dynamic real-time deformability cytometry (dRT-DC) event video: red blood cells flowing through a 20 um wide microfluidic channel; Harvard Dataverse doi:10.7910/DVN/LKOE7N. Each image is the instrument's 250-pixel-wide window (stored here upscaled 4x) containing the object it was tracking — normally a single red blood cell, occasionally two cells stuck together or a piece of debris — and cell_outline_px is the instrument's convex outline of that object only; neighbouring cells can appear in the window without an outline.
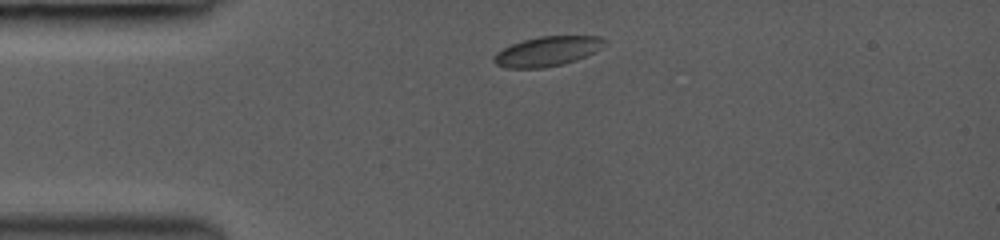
{"species": "common noctule bat (a hibernating species)", "species_latin": "Nyctalus noctula", "temperature_condition": "room temperature", "stored_images_in_passage": 34, "camera_frame_rate_fps": 3000, "um_per_image_px": 0.085, "animal": {"sex": "female", "body_mass_g": 19.0, "forearm_length_mm": 53.3}, "frame": {"image": 1, "passage_image": 1, "time_ms": 0.0, "image_size_px": [1000, 240], "cell_outline_px": [[608, 40], [600, 48], [576, 60], [544, 68], [504, 68], [496, 64], [492, 60], [492, 56], [496, 52], [512, 44], [524, 40], [540, 36], [600, 36]], "centroid_in_image_um": [46.48, 4.36], "position_along_channel_um": 38.5, "area_um2": 19.02}}
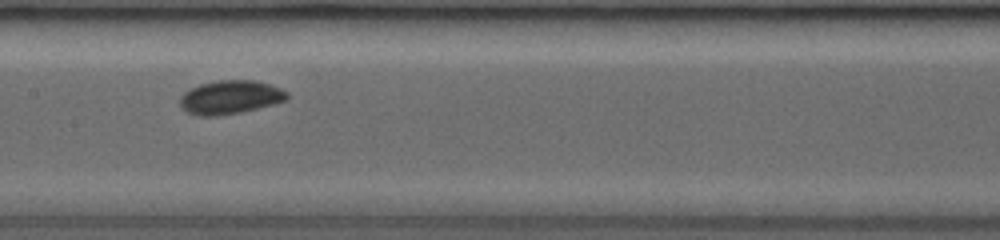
{"frame": {"image": 2, "passage_image": 14, "time_ms": 4.333, "image_size_px": [1000, 240], "cell_outline_px": [[288, 100], [240, 112], [216, 116], [200, 116], [188, 112], [180, 108], [180, 96], [184, 92], [200, 84], [220, 80], [252, 80], [268, 84], [280, 88], [288, 92]], "centroid_in_image_um": [19.55, 8.27], "position_along_channel_um": 187.8, "area_um2": 20.81}}
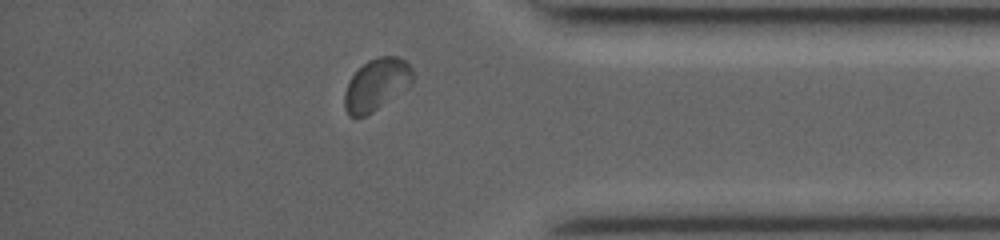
{"frame": {"image": 3, "passage_image": 30, "time_ms": 9.667, "image_size_px": [1000, 240], "cell_outline_px": [[412, 84], [408, 88], [372, 112], [356, 120], [348, 116], [344, 108], [344, 92], [352, 76], [368, 60], [380, 56], [396, 56], [404, 60], [412, 68]], "centroid_in_image_um": [31.98, 7.23], "position_along_channel_um": 403.2, "area_um2": 20.69}, "authors_computed_cell_mechanics": {"area_um2": 20.0277, "velocity_mm_per_s": 4.1474, "shape_relaxation_time_tau1_ms": 1.1564, "shape_relaxation_time_tau2_ms": null, "deformation_change_tau1": 0.0559, "deformation_change_tau2": null}}